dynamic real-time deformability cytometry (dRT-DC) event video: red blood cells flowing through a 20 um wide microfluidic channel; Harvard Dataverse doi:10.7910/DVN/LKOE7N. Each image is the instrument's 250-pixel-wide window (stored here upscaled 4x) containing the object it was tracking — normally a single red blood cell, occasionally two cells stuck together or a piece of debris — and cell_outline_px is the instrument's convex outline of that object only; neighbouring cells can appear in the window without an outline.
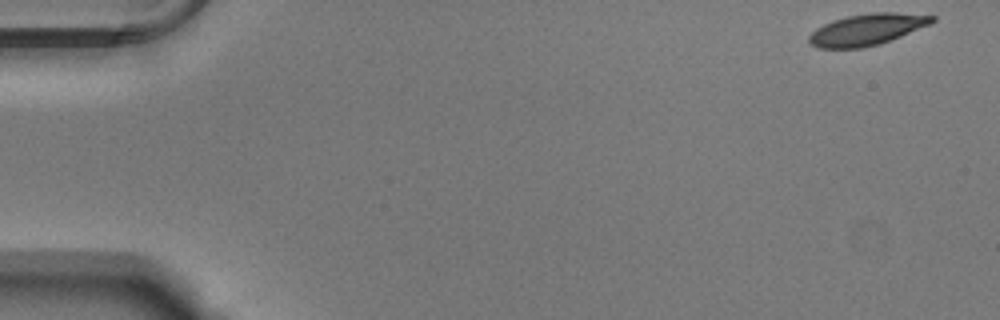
{"species": "Egyptian fruit bat (a non-hibernating species)", "species_latin": "Rousettus aegyptiacus", "temperature_condition": "warm", "stored_images_in_passage": 53, "camera_frame_rate_fps": 3000, "um_per_image_px": 0.085, "animal": {"sex": "male"}, "frame": {"image": 1, "passage_image": 1, "time_ms": 0.0, "image_size_px": [1000, 320], "cell_outline_px": [[936, 20], [932, 24], [880, 44], [860, 48], [816, 48], [808, 40], [808, 36], [816, 28], [832, 20], [848, 16], [872, 12], [892, 12], [936, 16]], "centroid_in_image_um": [73.71, 2.51], "position_along_channel_um": 11.3, "area_um2": 22.54}}
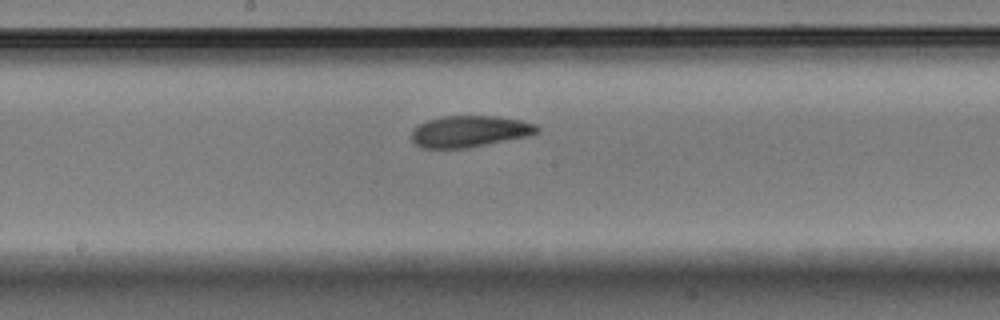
{"frame": {"image": 2, "passage_image": 28, "time_ms": 9.0, "image_size_px": [1000, 320], "cell_outline_px": [[540, 132], [532, 136], [468, 148], [420, 148], [412, 140], [412, 132], [420, 124], [428, 120], [444, 116], [496, 116], [520, 120], [536, 124], [540, 128]], "centroid_in_image_um": [39.99, 11.18], "position_along_channel_um": 208.2, "area_um2": 23.18}}
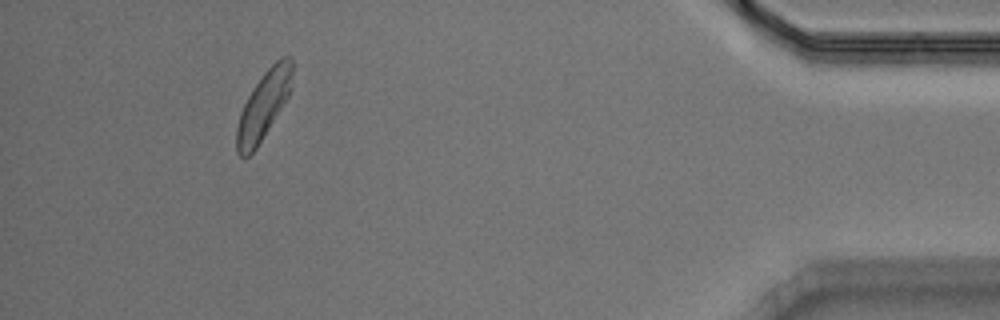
{"frame": {"image": 3, "passage_image": 49, "time_ms": 16.0, "image_size_px": [1000, 320], "cell_outline_px": [[292, 72], [288, 96], [256, 148], [248, 156], [240, 156], [236, 152], [236, 128], [240, 112], [252, 88], [264, 72], [280, 56], [292, 56]], "centroid_in_image_um": [22.37, 8.94], "position_along_channel_um": 412.8, "area_um2": 21.56}, "authors_computed_cell_mechanics": {"area_um2": 22.831, "velocity_mm_per_s": 3.7436, "shape_relaxation_time_tau1_ms": 2.6582, "shape_relaxation_time_tau2_ms": 2.5407, "deformation_change_tau1": 0.1391, "deformation_change_tau2": 0.0942}}